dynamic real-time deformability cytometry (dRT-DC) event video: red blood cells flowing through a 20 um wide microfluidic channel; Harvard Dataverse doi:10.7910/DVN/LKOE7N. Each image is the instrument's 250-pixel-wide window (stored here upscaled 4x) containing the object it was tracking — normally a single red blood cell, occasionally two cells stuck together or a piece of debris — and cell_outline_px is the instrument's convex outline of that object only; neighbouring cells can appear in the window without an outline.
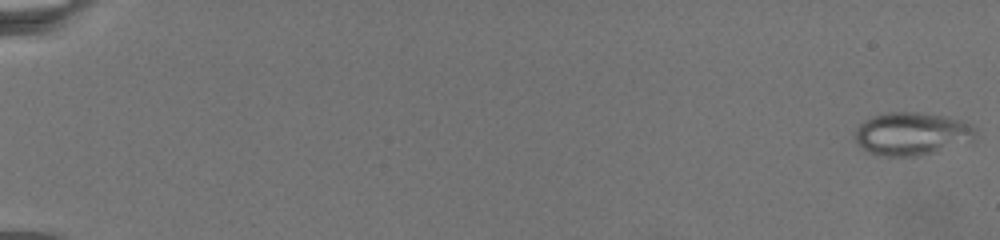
{"species": "common noctule bat (a hibernating species)", "species_latin": "Nyctalus noctula", "temperature_condition": "warm", "stored_images_in_passage": 106, "camera_frame_rate_fps": 3000, "um_per_image_px": 0.085, "animal": {"sex": "female", "body_mass_g": 19.5, "forearm_length_mm": 54.1}, "frame": {"image": 1, "passage_image": 1, "time_ms": 0.0, "image_size_px": [1000, 240], "cell_outline_px": [[976, 136], [972, 144], [916, 156], [884, 156], [868, 152], [860, 148], [856, 140], [856, 128], [864, 120], [872, 116], [888, 112], [916, 112], [944, 116], [960, 120], [976, 128]], "centroid_in_image_um": [77.55, 11.39], "position_along_channel_um": 7.4, "area_um2": 30.58}}
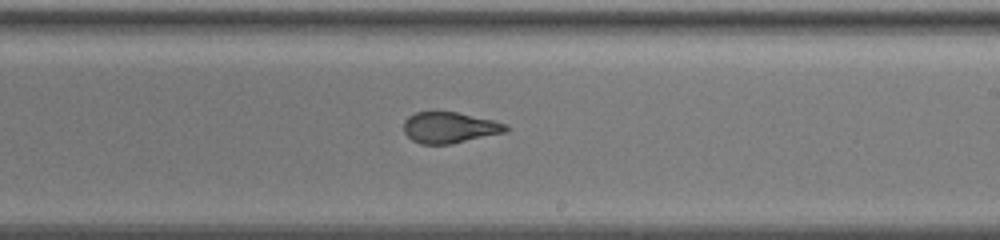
{"frame": {"image": 2, "passage_image": 75, "time_ms": 15.333, "image_size_px": [1000, 240], "cell_outline_px": [[512, 128], [508, 132], [452, 144], [420, 144], [412, 140], [404, 132], [404, 120], [408, 116], [416, 112], [456, 112], [496, 120], [508, 124]], "centroid_in_image_um": [38.29, 10.85], "position_along_channel_um": 250.7, "area_um2": 18.84}}
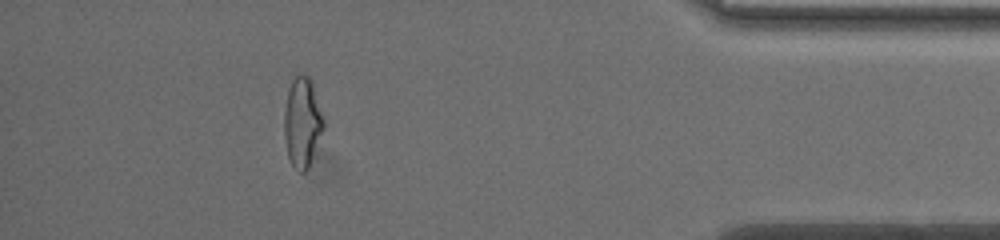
{"frame": {"image": 3, "passage_image": 93, "time_ms": 22.0, "image_size_px": [1000, 240], "cell_outline_px": [[324, 128], [308, 168], [304, 172], [300, 172], [292, 164], [288, 156], [284, 136], [284, 112], [288, 88], [292, 80], [300, 72], [308, 76], [312, 80], [324, 120]], "centroid_in_image_um": [25.69, 10.35], "position_along_channel_um": 409.5, "area_um2": 20.63}}